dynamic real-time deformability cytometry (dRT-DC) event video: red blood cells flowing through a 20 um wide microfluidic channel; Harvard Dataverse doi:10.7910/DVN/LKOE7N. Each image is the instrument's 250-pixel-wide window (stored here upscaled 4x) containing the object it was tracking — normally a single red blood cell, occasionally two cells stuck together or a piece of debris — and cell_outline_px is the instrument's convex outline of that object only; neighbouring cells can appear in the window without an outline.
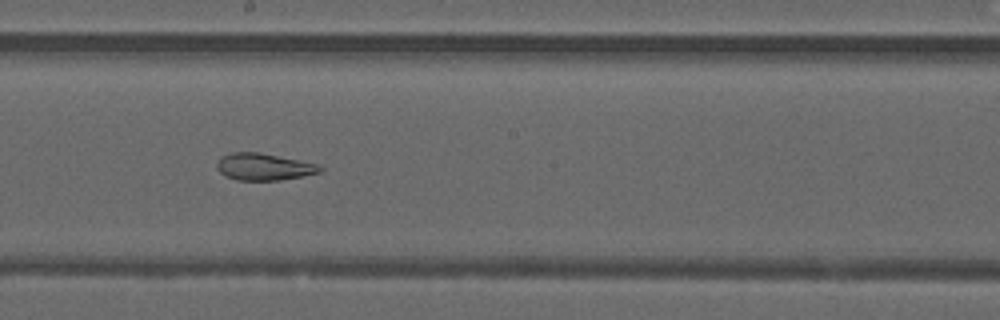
{"species": "common noctule bat (a hibernating species)", "species_latin": "Nyctalus noctula", "temperature_condition": "warm", "stored_images_in_passage": 49, "camera_frame_rate_fps": 3000, "um_per_image_px": 0.085, "animal": {"sex": "male", "forearm_length_mm": 52.5}, "frame": {"image": 1, "passage_image": 28, "time_ms": 9.0, "image_size_px": [1000, 320], "cell_outline_px": [[324, 168], [320, 172], [304, 176], [280, 180], [236, 180], [224, 176], [216, 168], [216, 164], [220, 156], [232, 152], [260, 152], [316, 164]], "centroid_in_image_um": [22.37, 14.18], "position_along_channel_um": 225.8, "area_um2": 16.24}}
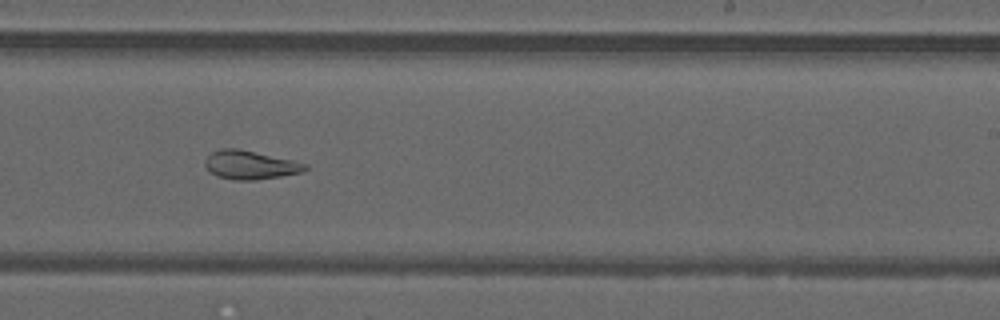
{"frame": {"image": 2, "passage_image": 31, "time_ms": 10.0, "image_size_px": [1000, 320], "cell_outline_px": [[308, 168], [300, 172], [280, 176], [256, 180], [232, 180], [216, 176], [204, 164], [204, 160], [212, 152], [220, 148], [236, 148], [292, 160], [308, 164]], "centroid_in_image_um": [21.24, 14.02], "position_along_channel_um": 267.8, "area_um2": 16.53}}
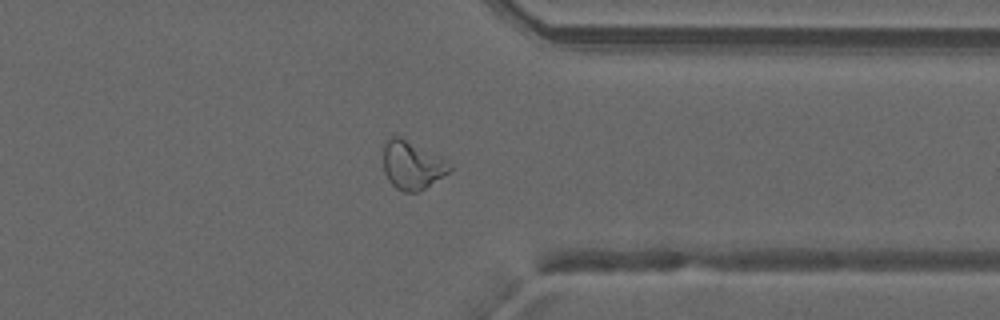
{"frame": {"image": 3, "passage_image": 39, "time_ms": 12.667, "image_size_px": [1000, 320], "cell_outline_px": [[452, 168], [448, 172], [424, 188], [416, 192], [404, 192], [396, 188], [388, 180], [384, 172], [384, 144], [388, 136], [400, 136], [444, 156], [452, 164]], "centroid_in_image_um": [35.04, 13.99], "position_along_channel_um": 376.4, "area_um2": 18.96}, "authors_computed_cell_mechanics": {"area_um2": 21.5594, "velocity_mm_per_s": 4.2301, "shape_relaxation_time_tau1_ms": null, "shape_relaxation_time_tau2_ms": 1.9821, "deformation_change_tau1": null, "deformation_change_tau2": 0.0889}}